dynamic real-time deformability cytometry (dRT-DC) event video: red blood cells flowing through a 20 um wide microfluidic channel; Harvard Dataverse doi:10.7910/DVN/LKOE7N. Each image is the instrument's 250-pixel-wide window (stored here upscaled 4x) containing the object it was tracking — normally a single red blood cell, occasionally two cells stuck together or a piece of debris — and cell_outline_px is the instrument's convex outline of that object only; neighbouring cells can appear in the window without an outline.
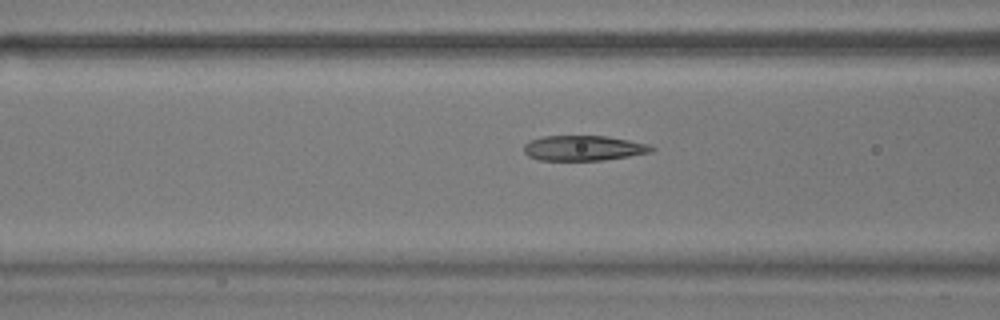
{"species": "common noctule bat (a hibernating species)", "species_latin": "Nyctalus noctula", "temperature_condition": "warm", "stored_images_in_passage": 46, "camera_frame_rate_fps": 3000, "um_per_image_px": 0.085, "animal": {"sex": "male", "body_mass_g": 17.9}, "frame": {"image": 1, "passage_image": 13, "time_ms": 4.0, "image_size_px": [1000, 320], "cell_outline_px": [[656, 148], [652, 152], [604, 160], [540, 160], [528, 156], [524, 152], [524, 144], [528, 140], [544, 136], [608, 136], [652, 144]], "centroid_in_image_um": [49.63, 12.58], "position_along_channel_um": 117.0, "area_um2": 18.9}}
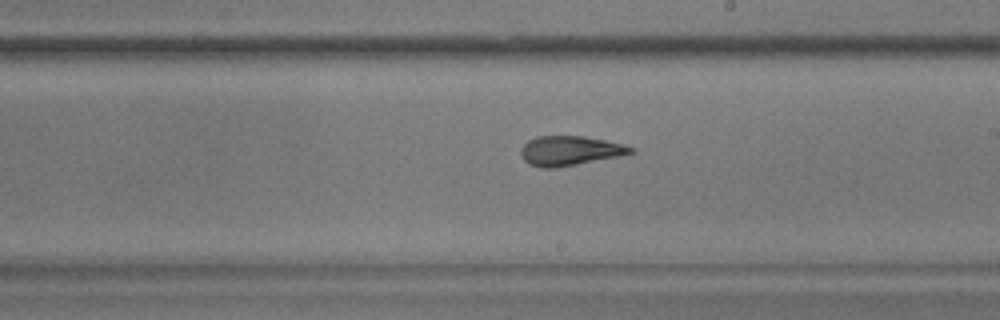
{"frame": {"image": 2, "passage_image": 23, "time_ms": 7.333, "image_size_px": [1000, 320], "cell_outline_px": [[636, 152], [620, 156], [556, 168], [540, 168], [528, 164], [520, 156], [520, 148], [528, 140], [536, 136], [584, 136], [604, 140], [636, 148]], "centroid_in_image_um": [48.4, 12.82], "position_along_channel_um": 240.6, "area_um2": 19.07}}
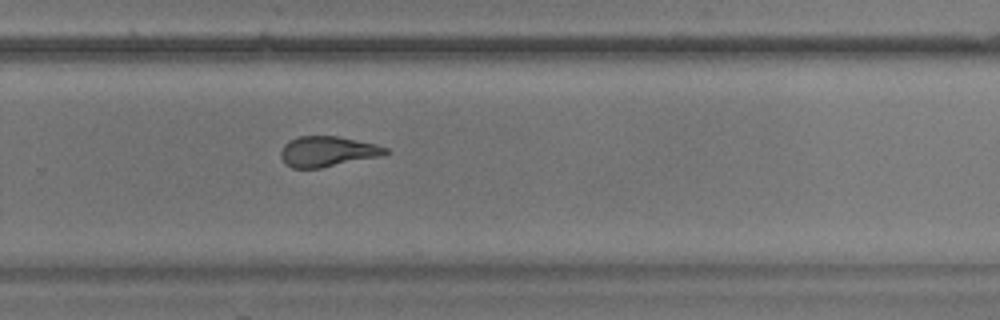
{"frame": {"image": 3, "passage_image": 28, "time_ms": 9.0, "image_size_px": [1000, 320], "cell_outline_px": [[388, 152], [380, 156], [320, 168], [292, 168], [284, 164], [280, 156], [280, 152], [284, 144], [288, 140], [300, 136], [336, 136], [376, 144], [388, 148]], "centroid_in_image_um": [27.78, 12.88], "position_along_channel_um": 302.0, "area_um2": 18.5}, "authors_computed_cell_mechanics": {"area_um2": 19.7676, "velocity_mm_per_s": 3.7032, "shape_relaxation_time_tau1_ms": 8.6447, "shape_relaxation_time_tau2_ms": 2.1452, "deformation_change_tau1": 0.2646, "deformation_change_tau2": 0.1023}}